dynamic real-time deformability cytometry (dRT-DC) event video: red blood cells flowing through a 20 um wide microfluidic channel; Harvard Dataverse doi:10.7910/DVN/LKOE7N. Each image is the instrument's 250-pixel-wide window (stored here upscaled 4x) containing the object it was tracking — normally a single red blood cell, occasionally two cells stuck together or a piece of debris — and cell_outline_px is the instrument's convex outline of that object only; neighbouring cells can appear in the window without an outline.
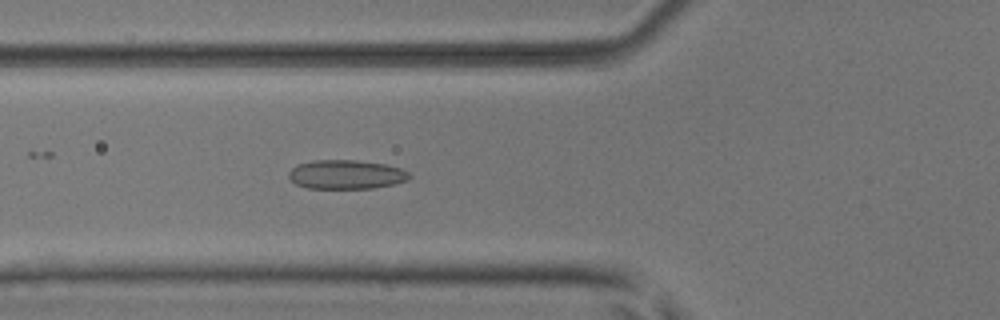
{"species": "common noctule bat (a hibernating species)", "species_latin": "Nyctalus noctula", "temperature_condition": "room temperature", "stored_images_in_passage": 53, "camera_frame_rate_fps": 3000, "um_per_image_px": 0.085, "animal": {"sex": "male", "body_mass_g": 17.9, "forearm_length_mm": 54.2}, "frame": {"image": 1, "passage_image": 20, "time_ms": 6.333, "image_size_px": [1000, 320], "cell_outline_px": [[412, 176], [408, 180], [392, 184], [372, 188], [308, 188], [296, 184], [288, 176], [288, 172], [296, 164], [312, 160], [356, 160], [388, 164], [400, 168], [408, 172]], "centroid_in_image_um": [29.42, 14.82], "position_along_channel_um": 96.4, "area_um2": 20.52}}
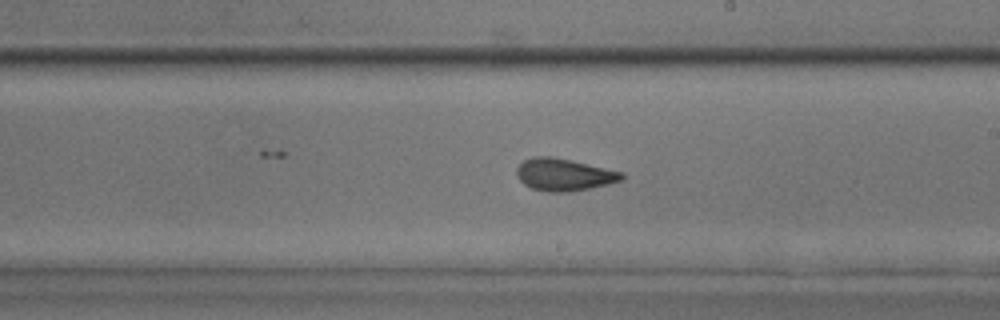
{"frame": {"image": 2, "passage_image": 31, "time_ms": 10.0, "image_size_px": [1000, 320], "cell_outline_px": [[624, 180], [608, 184], [568, 192], [548, 192], [532, 188], [524, 184], [516, 176], [516, 168], [524, 160], [532, 156], [552, 156], [624, 172]], "centroid_in_image_um": [47.93, 14.84], "position_along_channel_um": 241.1, "area_um2": 19.77}}
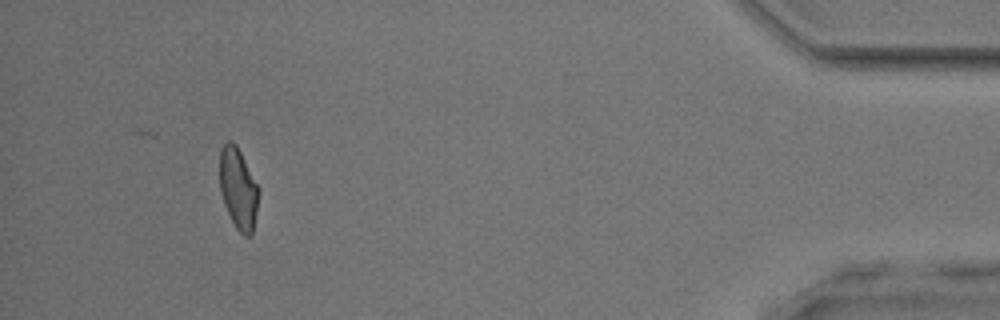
{"frame": {"image": 3, "passage_image": 49, "time_ms": 16.0, "image_size_px": [1000, 320], "cell_outline_px": [[260, 188], [256, 212], [252, 232], [248, 236], [244, 236], [236, 228], [224, 204], [220, 192], [220, 148], [228, 140], [232, 140], [236, 144]], "centroid_in_image_um": [20.25, 15.99], "position_along_channel_um": 415.0, "area_um2": 18.38}, "authors_computed_cell_mechanics": {"area_um2": 19.4208, "velocity_mm_per_s": 3.957, "shape_relaxation_time_tau1_ms": 10.676, "shape_relaxation_time_tau2_ms": 1.2623, "deformation_change_tau1": 0.2156, "deformation_change_tau2": 0.0709}}